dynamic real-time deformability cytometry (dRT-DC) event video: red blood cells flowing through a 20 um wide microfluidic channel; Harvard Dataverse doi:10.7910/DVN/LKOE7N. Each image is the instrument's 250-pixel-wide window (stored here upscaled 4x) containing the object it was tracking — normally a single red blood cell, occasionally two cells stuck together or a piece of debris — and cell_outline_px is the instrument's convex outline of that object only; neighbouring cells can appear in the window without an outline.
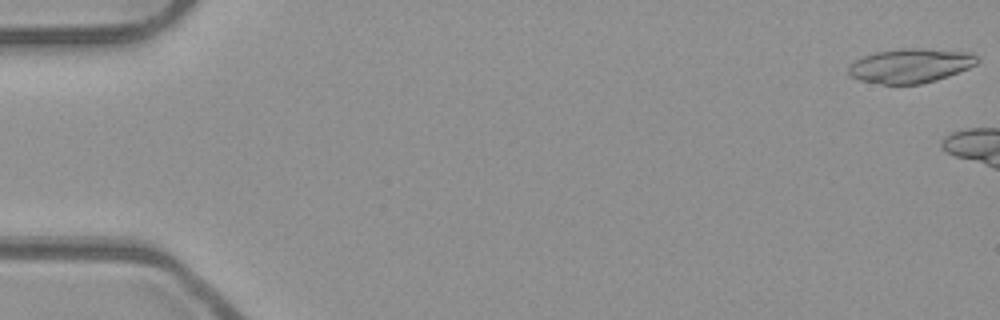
{"species": "common noctule bat (a hibernating species)", "species_latin": "Nyctalus noctula", "temperature_condition": "room temperature", "stored_images_in_passage": 9, "camera_frame_rate_fps": 3000, "um_per_image_px": 0.085, "animal": {"sex": "male", "body_mass_g": 23.1, "forearm_length_mm": 52.7}, "frame": {"image": 1, "passage_image": 1, "time_ms": 0.0, "image_size_px": [1000, 320], "cell_outline_px": [[980, 60], [976, 64], [968, 68], [948, 76], [936, 80], [920, 84], [880, 84], [860, 80], [852, 76], [848, 72], [848, 68], [856, 60], [864, 56], [876, 52], [900, 48], [924, 48], [968, 52], [976, 56]], "centroid_in_image_um": [77.4, 5.58], "position_along_channel_um": 7.6, "area_um2": 25.61}}